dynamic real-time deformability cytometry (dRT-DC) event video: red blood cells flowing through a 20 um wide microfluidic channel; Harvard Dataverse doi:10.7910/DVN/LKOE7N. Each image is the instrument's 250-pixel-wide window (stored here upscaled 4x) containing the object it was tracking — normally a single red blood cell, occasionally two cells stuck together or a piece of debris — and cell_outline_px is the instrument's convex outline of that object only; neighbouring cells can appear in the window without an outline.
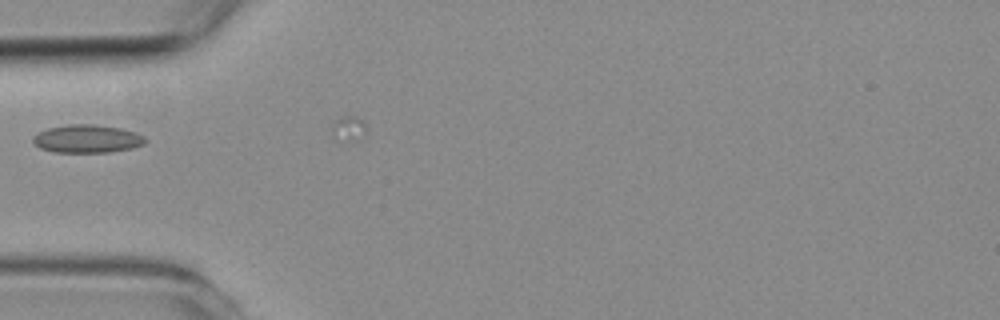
{"species": "common noctule bat (a hibernating species)", "species_latin": "Nyctalus noctula", "temperature_condition": "room temperature", "stored_images_in_passage": 6, "camera_frame_rate_fps": 3000, "um_per_image_px": 0.085, "animal": {"sex": "female", "body_mass_g": 19.3, "forearm_length_mm": 54.1}, "frame": {"image": 1, "passage_image": 5, "time_ms": 5.333, "image_size_px": [1000, 320], "cell_outline_px": [[148, 140], [144, 144], [132, 148], [108, 152], [52, 152], [40, 148], [32, 140], [32, 136], [48, 128], [68, 124], [92, 124], [120, 128], [136, 132], [144, 136]], "centroid_in_image_um": [7.42, 11.79], "position_along_channel_um": 77.6, "area_um2": 18.38}}